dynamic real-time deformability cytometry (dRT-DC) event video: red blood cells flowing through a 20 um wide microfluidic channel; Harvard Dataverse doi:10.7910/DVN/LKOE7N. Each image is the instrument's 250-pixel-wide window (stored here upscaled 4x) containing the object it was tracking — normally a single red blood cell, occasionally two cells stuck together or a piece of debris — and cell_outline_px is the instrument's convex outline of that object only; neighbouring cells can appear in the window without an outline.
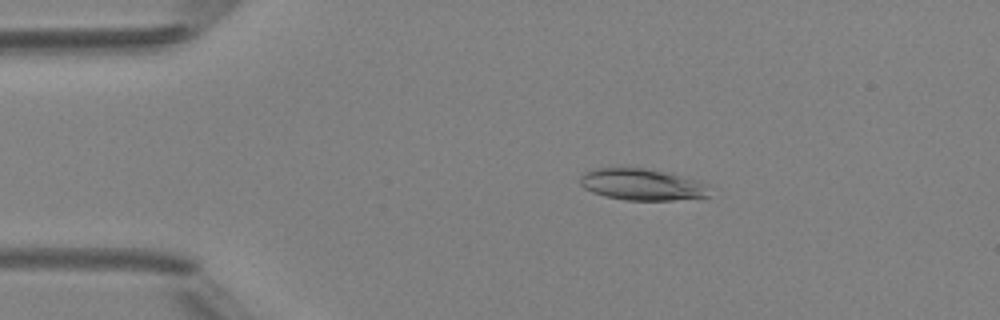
{"species": "Egyptian fruit bat (a non-hibernating species)", "species_latin": "Rousettus aegyptiacus", "temperature_condition": "room temperature", "stored_images_in_passage": 48, "camera_frame_rate_fps": 3000, "um_per_image_px": 0.085, "animal": {"sex": "female"}, "frame": {"image": 1, "passage_image": 9, "time_ms": 2.667, "image_size_px": [1000, 320], "cell_outline_px": [[708, 196], [672, 200], [624, 200], [604, 196], [592, 192], [584, 188], [580, 184], [580, 176], [584, 172], [596, 168], [648, 168], [672, 172], [704, 184]], "centroid_in_image_um": [54.49, 15.67], "position_along_channel_um": 30.5, "area_um2": 23.64}}
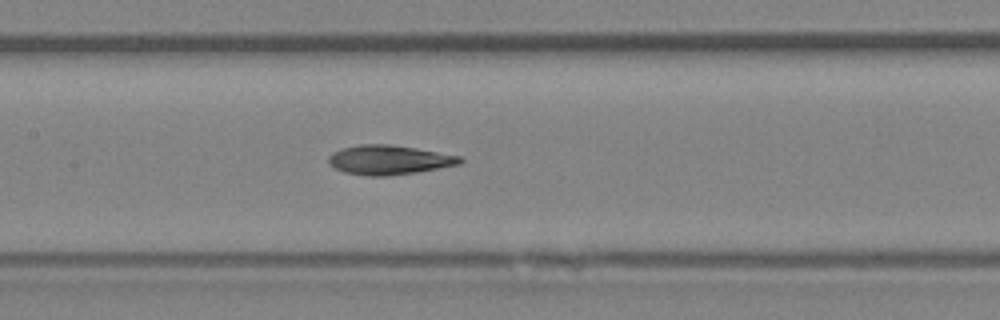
{"frame": {"image": 2, "passage_image": 23, "time_ms": 7.333, "image_size_px": [1000, 320], "cell_outline_px": [[464, 160], [460, 164], [416, 172], [388, 176], [368, 176], [344, 172], [328, 164], [328, 156], [332, 152], [340, 148], [360, 144], [388, 144], [416, 148], [460, 156]], "centroid_in_image_um": [33.03, 13.58], "position_along_channel_um": 174.4, "area_um2": 22.54}}
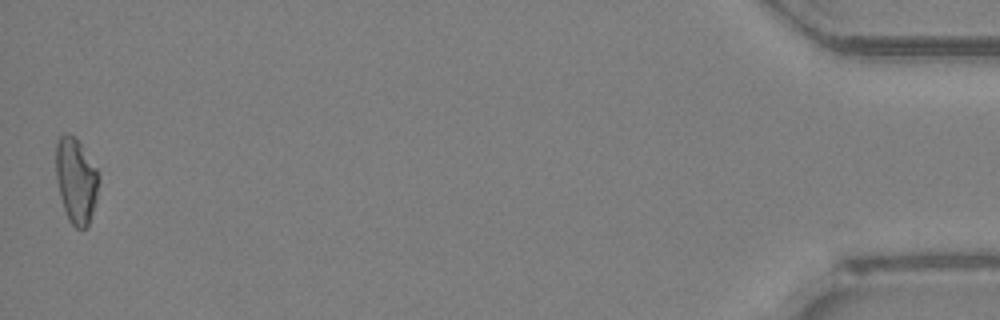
{"frame": {"image": 3, "passage_image": 48, "time_ms": 15.667, "image_size_px": [1000, 320], "cell_outline_px": [[100, 180], [96, 200], [88, 224], [84, 228], [76, 228], [68, 220], [60, 196], [56, 176], [56, 144], [60, 136], [64, 132], [72, 136], [80, 144], [96, 168]], "centroid_in_image_um": [6.46, 15.35], "position_along_channel_um": 428.7, "area_um2": 20.98}, "authors_computed_cell_mechanics": {"area_um2": 22.1952, "velocity_mm_per_s": 4.2248, "shape_relaxation_time_tau1_ms": null, "shape_relaxation_time_tau2_ms": 7.1105, "deformation_change_tau1": null, "deformation_change_tau2": 0.143}}